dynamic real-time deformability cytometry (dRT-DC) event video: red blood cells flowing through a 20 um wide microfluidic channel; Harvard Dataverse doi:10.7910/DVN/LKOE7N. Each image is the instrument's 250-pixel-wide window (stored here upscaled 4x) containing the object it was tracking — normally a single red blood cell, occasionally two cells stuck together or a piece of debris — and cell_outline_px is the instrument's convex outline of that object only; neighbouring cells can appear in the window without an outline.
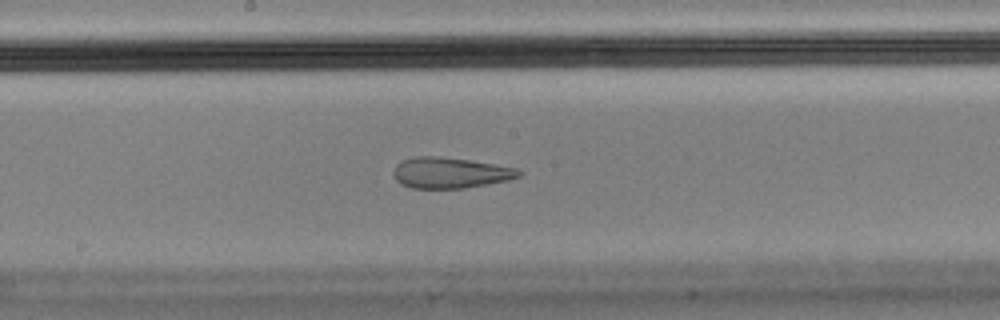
{"species": "Egyptian fruit bat (a non-hibernating species)", "species_latin": "Rousettus aegyptiacus", "temperature_condition": "cold", "stored_images_in_passage": 50, "camera_frame_rate_fps": 3000, "um_per_image_px": 0.085, "animal": {"sex": "male"}, "frame": {"image": 1, "passage_image": 22, "time_ms": 7.0, "image_size_px": [1000, 320], "cell_outline_px": [[524, 172], [520, 176], [508, 180], [488, 184], [464, 188], [412, 188], [400, 184], [396, 180], [392, 172], [396, 164], [404, 160], [416, 156], [440, 156], [468, 160], [516, 168]], "centroid_in_image_um": [38.25, 14.69], "position_along_channel_um": 210.0, "area_um2": 22.48}, "authors_computed_cell_mechanics": {"area_um2": 24.6228, "velocity_mm_per_s": 3.4847, "shape_relaxation_time_tau1_ms": null, "shape_relaxation_time_tau2_ms": 1.6359, "deformation_change_tau1": null, "deformation_change_tau2": 0.0729}}